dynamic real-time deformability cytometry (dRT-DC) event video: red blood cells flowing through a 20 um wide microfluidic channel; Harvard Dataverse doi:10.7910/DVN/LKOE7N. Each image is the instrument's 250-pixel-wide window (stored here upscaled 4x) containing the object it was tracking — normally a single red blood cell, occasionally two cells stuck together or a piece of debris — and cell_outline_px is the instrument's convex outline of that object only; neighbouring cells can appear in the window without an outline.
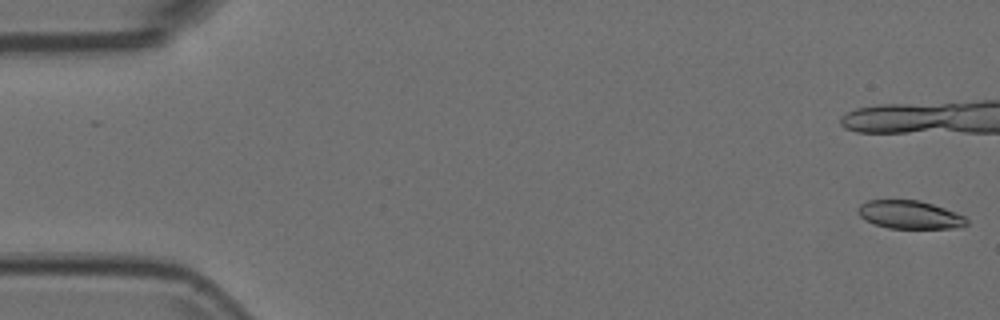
{"species": "Egyptian fruit bat (a non-hibernating species)", "species_latin": "Rousettus aegyptiacus", "temperature_condition": "room temperature", "stored_images_in_passage": 20, "camera_frame_rate_fps": 3000, "um_per_image_px": 0.085, "animal": {"sex": "female"}, "frame": {"image": 1, "passage_image": 1, "time_ms": 0.0, "image_size_px": [1000, 320], "cell_outline_px": [[968, 224], [952, 228], [888, 228], [876, 224], [860, 216], [856, 208], [860, 204], [868, 200], [920, 200], [956, 212], [964, 216], [968, 220]], "centroid_in_image_um": [77.32, 18.24], "position_along_channel_um": 7.7, "area_um2": 17.69}}